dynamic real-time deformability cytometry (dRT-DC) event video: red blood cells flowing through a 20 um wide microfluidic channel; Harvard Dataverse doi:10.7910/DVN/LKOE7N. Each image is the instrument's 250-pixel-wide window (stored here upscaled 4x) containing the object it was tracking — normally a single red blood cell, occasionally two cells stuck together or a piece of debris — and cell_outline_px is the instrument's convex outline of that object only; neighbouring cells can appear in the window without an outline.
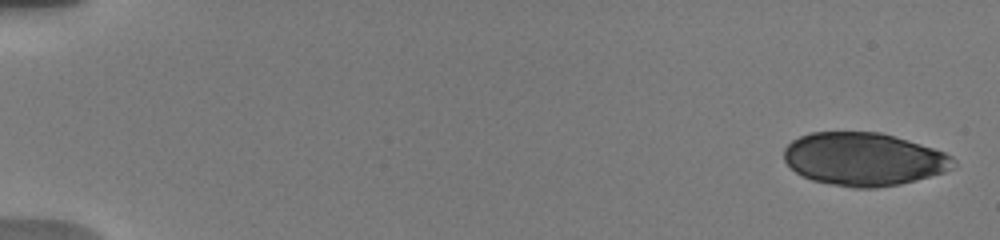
{"species": "human", "species_latin": "Homo sapiens", "temperature_condition": "warm", "stored_images_in_passage": 7, "camera_frame_rate_fps": 3000, "um_per_image_px": 0.085, "donor": {"sex": "male"}, "frame": {"image": 1, "passage_image": 1, "time_ms": 0.0, "image_size_px": [1000, 240], "cell_outline_px": [[956, 164], [952, 168], [944, 172], [916, 180], [900, 184], [876, 188], [852, 188], [812, 180], [800, 176], [784, 160], [784, 148], [792, 140], [800, 136], [812, 132], [880, 132], [908, 140], [944, 152], [952, 156], [956, 160]], "centroid_in_image_um": [73.41, 13.53], "position_along_channel_um": 11.6, "area_um2": 52.42}}
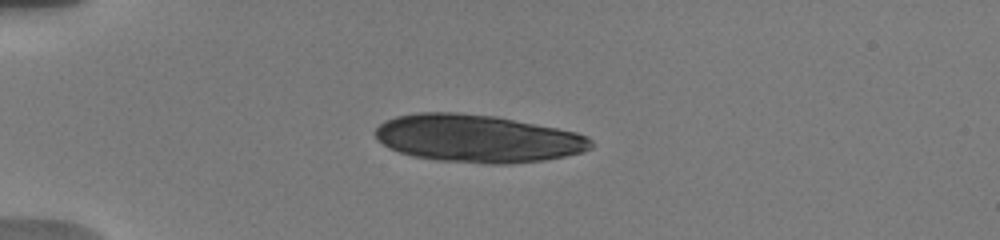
{"frame": {"image": 2, "passage_image": 6, "time_ms": 4.333, "image_size_px": [1000, 240], "cell_outline_px": [[592, 148], [584, 152], [544, 160], [508, 164], [484, 164], [436, 160], [412, 156], [388, 148], [376, 140], [372, 132], [384, 120], [396, 116], [420, 112], [456, 112], [496, 116], [576, 132], [588, 136], [592, 140]], "centroid_in_image_um": [40.55, 11.77], "position_along_channel_um": 44.4, "area_um2": 60.4}}